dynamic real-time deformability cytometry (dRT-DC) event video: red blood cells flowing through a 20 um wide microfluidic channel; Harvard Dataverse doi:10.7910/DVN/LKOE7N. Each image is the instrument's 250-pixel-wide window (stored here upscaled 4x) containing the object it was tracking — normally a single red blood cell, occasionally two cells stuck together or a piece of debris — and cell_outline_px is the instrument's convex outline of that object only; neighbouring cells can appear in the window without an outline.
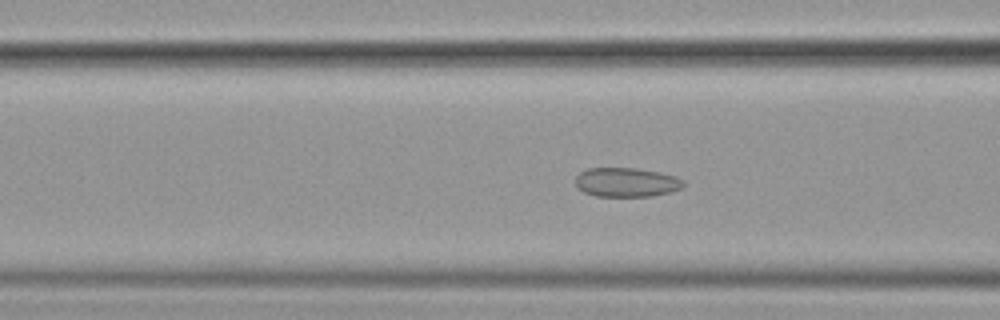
{"species": "common noctule bat (a hibernating species)", "species_latin": "Nyctalus noctula", "temperature_condition": "cold", "stored_images_in_passage": 57, "segment_of_instrument_passage": [1, 2], "camera_frame_rate_fps": 3000, "um_per_image_px": 0.085, "animal": {"sex": "female", "body_mass_g": 19.9}, "frame": {"image": 1, "passage_image": 22, "time_ms": 7.0, "image_size_px": [1000, 320], "cell_outline_px": [[684, 184], [680, 188], [672, 192], [652, 196], [596, 196], [584, 192], [576, 184], [576, 176], [580, 172], [588, 168], [636, 168], [660, 172], [676, 176], [684, 180]], "centroid_in_image_um": [53.27, 15.49], "position_along_channel_um": 113.3, "area_um2": 18.38}}
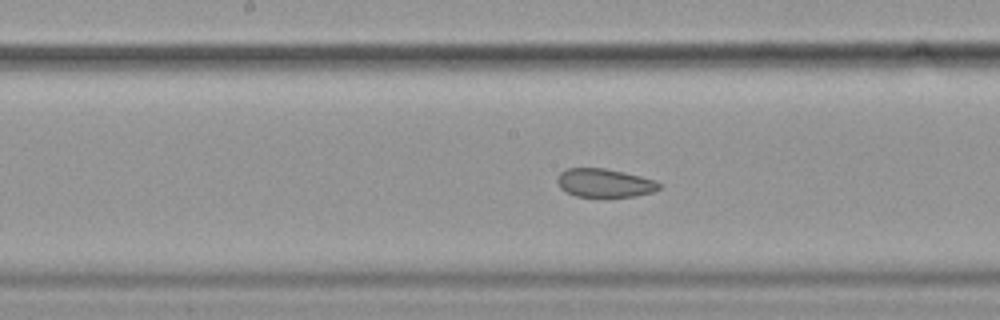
{"frame": {"image": 2, "passage_image": 29, "time_ms": 9.333, "image_size_px": [1000, 320], "cell_outline_px": [[660, 188], [652, 192], [636, 196], [604, 200], [576, 196], [564, 192], [560, 188], [556, 180], [556, 176], [560, 172], [568, 168], [604, 168], [624, 172], [656, 180], [660, 184]], "centroid_in_image_um": [51.35, 15.6], "position_along_channel_um": 196.8, "area_um2": 17.8}}
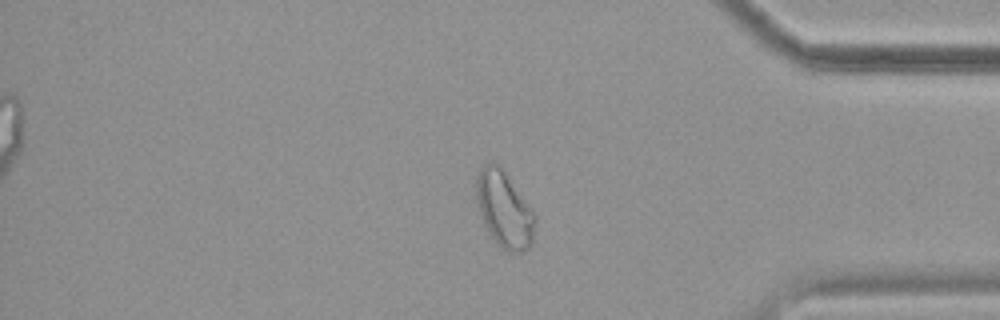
{"frame": {"image": 3, "passage_image": 47, "time_ms": 15.333, "image_size_px": [1000, 320], "cell_outline_px": [[536, 220], [532, 244], [528, 248], [520, 252], [508, 252], [496, 244], [492, 240], [484, 224], [476, 200], [476, 176], [480, 168], [484, 164], [492, 160], [504, 172], [532, 208], [536, 216]], "centroid_in_image_um": [42.86, 17.82], "position_along_channel_um": 392.3, "area_um2": 26.18}}